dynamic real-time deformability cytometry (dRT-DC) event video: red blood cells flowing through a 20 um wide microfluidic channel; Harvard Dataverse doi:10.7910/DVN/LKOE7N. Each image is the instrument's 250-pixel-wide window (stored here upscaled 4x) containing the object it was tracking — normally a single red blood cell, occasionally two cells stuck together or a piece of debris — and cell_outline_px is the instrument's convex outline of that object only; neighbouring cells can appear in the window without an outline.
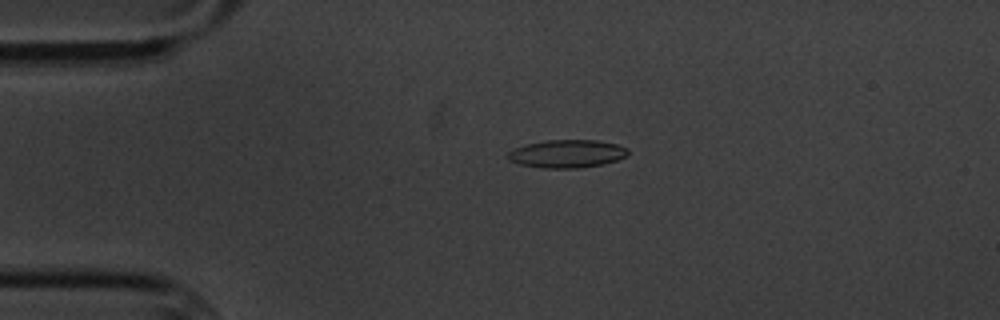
{"species": "common noctule bat (a hibernating species)", "species_latin": "Nyctalus noctula", "temperature_condition": "cold", "stored_images_in_passage": 4, "camera_frame_rate_fps": 3000, "um_per_image_px": 0.085, "animal": {"sex": "male", "body_mass_g": 20.1, "forearm_length_mm": 53.5}, "frame": {"image": 1, "passage_image": 3, "time_ms": 2.667, "image_size_px": [1000, 320], "cell_outline_px": [[628, 156], [604, 164], [580, 168], [544, 168], [520, 164], [508, 160], [508, 152], [516, 148], [528, 144], [548, 140], [596, 140], [616, 144], [628, 148]], "centroid_in_image_um": [48.23, 13.07], "position_along_channel_um": 36.8, "area_um2": 19.48}}